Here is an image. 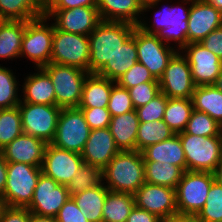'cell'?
Listing matches in <instances>:
<instances>
[{
	"instance_id": "obj_11",
	"label": "cell",
	"mask_w": 222,
	"mask_h": 222,
	"mask_svg": "<svg viewBox=\"0 0 222 222\" xmlns=\"http://www.w3.org/2000/svg\"><path fill=\"white\" fill-rule=\"evenodd\" d=\"M23 133L51 143L56 134V127L61 108L56 105L32 104L20 102Z\"/></svg>"
},
{
	"instance_id": "obj_57",
	"label": "cell",
	"mask_w": 222,
	"mask_h": 222,
	"mask_svg": "<svg viewBox=\"0 0 222 222\" xmlns=\"http://www.w3.org/2000/svg\"><path fill=\"white\" fill-rule=\"evenodd\" d=\"M216 88H218L220 91H222V70L221 73L216 78L215 83L213 84Z\"/></svg>"
},
{
	"instance_id": "obj_32",
	"label": "cell",
	"mask_w": 222,
	"mask_h": 222,
	"mask_svg": "<svg viewBox=\"0 0 222 222\" xmlns=\"http://www.w3.org/2000/svg\"><path fill=\"white\" fill-rule=\"evenodd\" d=\"M134 206V194L108 191L103 206L102 222H126Z\"/></svg>"
},
{
	"instance_id": "obj_26",
	"label": "cell",
	"mask_w": 222,
	"mask_h": 222,
	"mask_svg": "<svg viewBox=\"0 0 222 222\" xmlns=\"http://www.w3.org/2000/svg\"><path fill=\"white\" fill-rule=\"evenodd\" d=\"M136 62L138 57L135 38L131 35L96 74L116 82Z\"/></svg>"
},
{
	"instance_id": "obj_46",
	"label": "cell",
	"mask_w": 222,
	"mask_h": 222,
	"mask_svg": "<svg viewBox=\"0 0 222 222\" xmlns=\"http://www.w3.org/2000/svg\"><path fill=\"white\" fill-rule=\"evenodd\" d=\"M57 222H89L76 205L74 199L69 197L56 215Z\"/></svg>"
},
{
	"instance_id": "obj_19",
	"label": "cell",
	"mask_w": 222,
	"mask_h": 222,
	"mask_svg": "<svg viewBox=\"0 0 222 222\" xmlns=\"http://www.w3.org/2000/svg\"><path fill=\"white\" fill-rule=\"evenodd\" d=\"M191 3L188 18V43L201 42L210 32L222 26V13L209 2L182 0ZM185 2V3H184Z\"/></svg>"
},
{
	"instance_id": "obj_53",
	"label": "cell",
	"mask_w": 222,
	"mask_h": 222,
	"mask_svg": "<svg viewBox=\"0 0 222 222\" xmlns=\"http://www.w3.org/2000/svg\"><path fill=\"white\" fill-rule=\"evenodd\" d=\"M29 222H57L56 217L39 216L31 213Z\"/></svg>"
},
{
	"instance_id": "obj_54",
	"label": "cell",
	"mask_w": 222,
	"mask_h": 222,
	"mask_svg": "<svg viewBox=\"0 0 222 222\" xmlns=\"http://www.w3.org/2000/svg\"><path fill=\"white\" fill-rule=\"evenodd\" d=\"M138 1L142 5L144 13L146 11H149V9L153 10V8H156L155 6H157L159 1L161 2L162 0H138Z\"/></svg>"
},
{
	"instance_id": "obj_58",
	"label": "cell",
	"mask_w": 222,
	"mask_h": 222,
	"mask_svg": "<svg viewBox=\"0 0 222 222\" xmlns=\"http://www.w3.org/2000/svg\"><path fill=\"white\" fill-rule=\"evenodd\" d=\"M7 207L3 197L0 195V219L2 217L4 209Z\"/></svg>"
},
{
	"instance_id": "obj_27",
	"label": "cell",
	"mask_w": 222,
	"mask_h": 222,
	"mask_svg": "<svg viewBox=\"0 0 222 222\" xmlns=\"http://www.w3.org/2000/svg\"><path fill=\"white\" fill-rule=\"evenodd\" d=\"M116 82L90 73L84 82L81 102L78 108H107L111 89Z\"/></svg>"
},
{
	"instance_id": "obj_28",
	"label": "cell",
	"mask_w": 222,
	"mask_h": 222,
	"mask_svg": "<svg viewBox=\"0 0 222 222\" xmlns=\"http://www.w3.org/2000/svg\"><path fill=\"white\" fill-rule=\"evenodd\" d=\"M46 0H0V20L31 21L43 17Z\"/></svg>"
},
{
	"instance_id": "obj_7",
	"label": "cell",
	"mask_w": 222,
	"mask_h": 222,
	"mask_svg": "<svg viewBox=\"0 0 222 222\" xmlns=\"http://www.w3.org/2000/svg\"><path fill=\"white\" fill-rule=\"evenodd\" d=\"M41 167L24 163H7V182L2 195L9 207L27 208L32 201Z\"/></svg>"
},
{
	"instance_id": "obj_30",
	"label": "cell",
	"mask_w": 222,
	"mask_h": 222,
	"mask_svg": "<svg viewBox=\"0 0 222 222\" xmlns=\"http://www.w3.org/2000/svg\"><path fill=\"white\" fill-rule=\"evenodd\" d=\"M26 21L0 20V59L20 58Z\"/></svg>"
},
{
	"instance_id": "obj_29",
	"label": "cell",
	"mask_w": 222,
	"mask_h": 222,
	"mask_svg": "<svg viewBox=\"0 0 222 222\" xmlns=\"http://www.w3.org/2000/svg\"><path fill=\"white\" fill-rule=\"evenodd\" d=\"M108 191L109 189L102 183L70 197L74 199L89 222H102L103 206Z\"/></svg>"
},
{
	"instance_id": "obj_20",
	"label": "cell",
	"mask_w": 222,
	"mask_h": 222,
	"mask_svg": "<svg viewBox=\"0 0 222 222\" xmlns=\"http://www.w3.org/2000/svg\"><path fill=\"white\" fill-rule=\"evenodd\" d=\"M46 145L42 139L22 133L0 152L7 163H24L41 167Z\"/></svg>"
},
{
	"instance_id": "obj_24",
	"label": "cell",
	"mask_w": 222,
	"mask_h": 222,
	"mask_svg": "<svg viewBox=\"0 0 222 222\" xmlns=\"http://www.w3.org/2000/svg\"><path fill=\"white\" fill-rule=\"evenodd\" d=\"M138 126L136 110L111 117L109 129L120 151H136Z\"/></svg>"
},
{
	"instance_id": "obj_48",
	"label": "cell",
	"mask_w": 222,
	"mask_h": 222,
	"mask_svg": "<svg viewBox=\"0 0 222 222\" xmlns=\"http://www.w3.org/2000/svg\"><path fill=\"white\" fill-rule=\"evenodd\" d=\"M31 212L27 208L7 206L0 222H29Z\"/></svg>"
},
{
	"instance_id": "obj_9",
	"label": "cell",
	"mask_w": 222,
	"mask_h": 222,
	"mask_svg": "<svg viewBox=\"0 0 222 222\" xmlns=\"http://www.w3.org/2000/svg\"><path fill=\"white\" fill-rule=\"evenodd\" d=\"M46 16L26 21L20 57L29 58L36 68L50 63L52 54L53 23L48 25ZM25 55V56H24Z\"/></svg>"
},
{
	"instance_id": "obj_17",
	"label": "cell",
	"mask_w": 222,
	"mask_h": 222,
	"mask_svg": "<svg viewBox=\"0 0 222 222\" xmlns=\"http://www.w3.org/2000/svg\"><path fill=\"white\" fill-rule=\"evenodd\" d=\"M135 206L160 219L178 215L176 189L145 182L134 193Z\"/></svg>"
},
{
	"instance_id": "obj_49",
	"label": "cell",
	"mask_w": 222,
	"mask_h": 222,
	"mask_svg": "<svg viewBox=\"0 0 222 222\" xmlns=\"http://www.w3.org/2000/svg\"><path fill=\"white\" fill-rule=\"evenodd\" d=\"M80 6H97V0H46V9H73Z\"/></svg>"
},
{
	"instance_id": "obj_56",
	"label": "cell",
	"mask_w": 222,
	"mask_h": 222,
	"mask_svg": "<svg viewBox=\"0 0 222 222\" xmlns=\"http://www.w3.org/2000/svg\"><path fill=\"white\" fill-rule=\"evenodd\" d=\"M203 2H209L213 7L222 13V0H201Z\"/></svg>"
},
{
	"instance_id": "obj_39",
	"label": "cell",
	"mask_w": 222,
	"mask_h": 222,
	"mask_svg": "<svg viewBox=\"0 0 222 222\" xmlns=\"http://www.w3.org/2000/svg\"><path fill=\"white\" fill-rule=\"evenodd\" d=\"M184 132L195 136H222V126L205 112L193 109Z\"/></svg>"
},
{
	"instance_id": "obj_4",
	"label": "cell",
	"mask_w": 222,
	"mask_h": 222,
	"mask_svg": "<svg viewBox=\"0 0 222 222\" xmlns=\"http://www.w3.org/2000/svg\"><path fill=\"white\" fill-rule=\"evenodd\" d=\"M185 152L186 170L213 173L222 158V136L178 134Z\"/></svg>"
},
{
	"instance_id": "obj_43",
	"label": "cell",
	"mask_w": 222,
	"mask_h": 222,
	"mask_svg": "<svg viewBox=\"0 0 222 222\" xmlns=\"http://www.w3.org/2000/svg\"><path fill=\"white\" fill-rule=\"evenodd\" d=\"M144 82H159L149 69L140 62H136L126 73H124L116 83L121 87L129 89Z\"/></svg>"
},
{
	"instance_id": "obj_22",
	"label": "cell",
	"mask_w": 222,
	"mask_h": 222,
	"mask_svg": "<svg viewBox=\"0 0 222 222\" xmlns=\"http://www.w3.org/2000/svg\"><path fill=\"white\" fill-rule=\"evenodd\" d=\"M101 20L126 22L138 26L143 7L138 0H97ZM139 19V20H138Z\"/></svg>"
},
{
	"instance_id": "obj_34",
	"label": "cell",
	"mask_w": 222,
	"mask_h": 222,
	"mask_svg": "<svg viewBox=\"0 0 222 222\" xmlns=\"http://www.w3.org/2000/svg\"><path fill=\"white\" fill-rule=\"evenodd\" d=\"M192 111L191 99L168 98L163 120L174 134H179L185 130Z\"/></svg>"
},
{
	"instance_id": "obj_36",
	"label": "cell",
	"mask_w": 222,
	"mask_h": 222,
	"mask_svg": "<svg viewBox=\"0 0 222 222\" xmlns=\"http://www.w3.org/2000/svg\"><path fill=\"white\" fill-rule=\"evenodd\" d=\"M23 133L18 106L0 109V151Z\"/></svg>"
},
{
	"instance_id": "obj_45",
	"label": "cell",
	"mask_w": 222,
	"mask_h": 222,
	"mask_svg": "<svg viewBox=\"0 0 222 222\" xmlns=\"http://www.w3.org/2000/svg\"><path fill=\"white\" fill-rule=\"evenodd\" d=\"M83 112L90 129H101L109 127L111 115L107 108H79Z\"/></svg>"
},
{
	"instance_id": "obj_23",
	"label": "cell",
	"mask_w": 222,
	"mask_h": 222,
	"mask_svg": "<svg viewBox=\"0 0 222 222\" xmlns=\"http://www.w3.org/2000/svg\"><path fill=\"white\" fill-rule=\"evenodd\" d=\"M36 71L37 73L29 74L26 80L24 79L21 102L56 105L55 90L50 76L42 68H37Z\"/></svg>"
},
{
	"instance_id": "obj_2",
	"label": "cell",
	"mask_w": 222,
	"mask_h": 222,
	"mask_svg": "<svg viewBox=\"0 0 222 222\" xmlns=\"http://www.w3.org/2000/svg\"><path fill=\"white\" fill-rule=\"evenodd\" d=\"M137 26L126 22L101 21L89 34V73H97L111 60Z\"/></svg>"
},
{
	"instance_id": "obj_18",
	"label": "cell",
	"mask_w": 222,
	"mask_h": 222,
	"mask_svg": "<svg viewBox=\"0 0 222 222\" xmlns=\"http://www.w3.org/2000/svg\"><path fill=\"white\" fill-rule=\"evenodd\" d=\"M181 53H185L196 86L215 83L222 70V60L217 55L200 42L188 43Z\"/></svg>"
},
{
	"instance_id": "obj_21",
	"label": "cell",
	"mask_w": 222,
	"mask_h": 222,
	"mask_svg": "<svg viewBox=\"0 0 222 222\" xmlns=\"http://www.w3.org/2000/svg\"><path fill=\"white\" fill-rule=\"evenodd\" d=\"M119 152L110 129L107 127L90 131L81 156L84 163L103 170Z\"/></svg>"
},
{
	"instance_id": "obj_37",
	"label": "cell",
	"mask_w": 222,
	"mask_h": 222,
	"mask_svg": "<svg viewBox=\"0 0 222 222\" xmlns=\"http://www.w3.org/2000/svg\"><path fill=\"white\" fill-rule=\"evenodd\" d=\"M102 183V169L84 163L66 187L70 195H75Z\"/></svg>"
},
{
	"instance_id": "obj_1",
	"label": "cell",
	"mask_w": 222,
	"mask_h": 222,
	"mask_svg": "<svg viewBox=\"0 0 222 222\" xmlns=\"http://www.w3.org/2000/svg\"><path fill=\"white\" fill-rule=\"evenodd\" d=\"M102 176L109 191L134 194L145 183L142 153L120 151L102 170Z\"/></svg>"
},
{
	"instance_id": "obj_3",
	"label": "cell",
	"mask_w": 222,
	"mask_h": 222,
	"mask_svg": "<svg viewBox=\"0 0 222 222\" xmlns=\"http://www.w3.org/2000/svg\"><path fill=\"white\" fill-rule=\"evenodd\" d=\"M178 7V8H177ZM153 25H148L145 21H140L138 28L147 34L156 35L162 42H178V51L188 44V18L190 7L169 6L161 11L155 12ZM150 26V27H149Z\"/></svg>"
},
{
	"instance_id": "obj_40",
	"label": "cell",
	"mask_w": 222,
	"mask_h": 222,
	"mask_svg": "<svg viewBox=\"0 0 222 222\" xmlns=\"http://www.w3.org/2000/svg\"><path fill=\"white\" fill-rule=\"evenodd\" d=\"M13 74L12 70L0 65V109L12 108L21 102L19 84Z\"/></svg>"
},
{
	"instance_id": "obj_6",
	"label": "cell",
	"mask_w": 222,
	"mask_h": 222,
	"mask_svg": "<svg viewBox=\"0 0 222 222\" xmlns=\"http://www.w3.org/2000/svg\"><path fill=\"white\" fill-rule=\"evenodd\" d=\"M214 181L211 172L186 170L176 187L178 215L196 217L204 207Z\"/></svg>"
},
{
	"instance_id": "obj_31",
	"label": "cell",
	"mask_w": 222,
	"mask_h": 222,
	"mask_svg": "<svg viewBox=\"0 0 222 222\" xmlns=\"http://www.w3.org/2000/svg\"><path fill=\"white\" fill-rule=\"evenodd\" d=\"M191 100L193 109L205 112L222 126V91L214 85L196 86Z\"/></svg>"
},
{
	"instance_id": "obj_52",
	"label": "cell",
	"mask_w": 222,
	"mask_h": 222,
	"mask_svg": "<svg viewBox=\"0 0 222 222\" xmlns=\"http://www.w3.org/2000/svg\"><path fill=\"white\" fill-rule=\"evenodd\" d=\"M160 222H196V219L192 216L176 215L173 217L163 218Z\"/></svg>"
},
{
	"instance_id": "obj_14",
	"label": "cell",
	"mask_w": 222,
	"mask_h": 222,
	"mask_svg": "<svg viewBox=\"0 0 222 222\" xmlns=\"http://www.w3.org/2000/svg\"><path fill=\"white\" fill-rule=\"evenodd\" d=\"M49 21L54 18V27L68 33L84 36L89 34L102 21L97 6H80L73 9H45ZM51 17V18H50Z\"/></svg>"
},
{
	"instance_id": "obj_16",
	"label": "cell",
	"mask_w": 222,
	"mask_h": 222,
	"mask_svg": "<svg viewBox=\"0 0 222 222\" xmlns=\"http://www.w3.org/2000/svg\"><path fill=\"white\" fill-rule=\"evenodd\" d=\"M69 197L70 194L65 185L41 173L27 209L39 216L56 217Z\"/></svg>"
},
{
	"instance_id": "obj_44",
	"label": "cell",
	"mask_w": 222,
	"mask_h": 222,
	"mask_svg": "<svg viewBox=\"0 0 222 222\" xmlns=\"http://www.w3.org/2000/svg\"><path fill=\"white\" fill-rule=\"evenodd\" d=\"M134 108L146 105L160 93L159 82H144L128 89Z\"/></svg>"
},
{
	"instance_id": "obj_47",
	"label": "cell",
	"mask_w": 222,
	"mask_h": 222,
	"mask_svg": "<svg viewBox=\"0 0 222 222\" xmlns=\"http://www.w3.org/2000/svg\"><path fill=\"white\" fill-rule=\"evenodd\" d=\"M200 43L222 60V26L210 32Z\"/></svg>"
},
{
	"instance_id": "obj_41",
	"label": "cell",
	"mask_w": 222,
	"mask_h": 222,
	"mask_svg": "<svg viewBox=\"0 0 222 222\" xmlns=\"http://www.w3.org/2000/svg\"><path fill=\"white\" fill-rule=\"evenodd\" d=\"M111 117L135 110L129 90L115 83L107 107Z\"/></svg>"
},
{
	"instance_id": "obj_51",
	"label": "cell",
	"mask_w": 222,
	"mask_h": 222,
	"mask_svg": "<svg viewBox=\"0 0 222 222\" xmlns=\"http://www.w3.org/2000/svg\"><path fill=\"white\" fill-rule=\"evenodd\" d=\"M7 182V162L0 152V195L2 196Z\"/></svg>"
},
{
	"instance_id": "obj_13",
	"label": "cell",
	"mask_w": 222,
	"mask_h": 222,
	"mask_svg": "<svg viewBox=\"0 0 222 222\" xmlns=\"http://www.w3.org/2000/svg\"><path fill=\"white\" fill-rule=\"evenodd\" d=\"M158 81L160 92L168 98L191 99L196 88L188 60L180 51L168 61Z\"/></svg>"
},
{
	"instance_id": "obj_35",
	"label": "cell",
	"mask_w": 222,
	"mask_h": 222,
	"mask_svg": "<svg viewBox=\"0 0 222 222\" xmlns=\"http://www.w3.org/2000/svg\"><path fill=\"white\" fill-rule=\"evenodd\" d=\"M174 132L164 120L139 123L136 138V151H142L152 144L160 143L174 136Z\"/></svg>"
},
{
	"instance_id": "obj_38",
	"label": "cell",
	"mask_w": 222,
	"mask_h": 222,
	"mask_svg": "<svg viewBox=\"0 0 222 222\" xmlns=\"http://www.w3.org/2000/svg\"><path fill=\"white\" fill-rule=\"evenodd\" d=\"M195 219L196 222H222V185L212 183L204 207Z\"/></svg>"
},
{
	"instance_id": "obj_25",
	"label": "cell",
	"mask_w": 222,
	"mask_h": 222,
	"mask_svg": "<svg viewBox=\"0 0 222 222\" xmlns=\"http://www.w3.org/2000/svg\"><path fill=\"white\" fill-rule=\"evenodd\" d=\"M141 153L144 161L169 163L186 171L185 152L178 134L160 143L149 145Z\"/></svg>"
},
{
	"instance_id": "obj_12",
	"label": "cell",
	"mask_w": 222,
	"mask_h": 222,
	"mask_svg": "<svg viewBox=\"0 0 222 222\" xmlns=\"http://www.w3.org/2000/svg\"><path fill=\"white\" fill-rule=\"evenodd\" d=\"M132 35L135 38L138 62L146 66L153 77L159 80L168 61L178 50L162 42L156 35L147 34L138 27Z\"/></svg>"
},
{
	"instance_id": "obj_5",
	"label": "cell",
	"mask_w": 222,
	"mask_h": 222,
	"mask_svg": "<svg viewBox=\"0 0 222 222\" xmlns=\"http://www.w3.org/2000/svg\"><path fill=\"white\" fill-rule=\"evenodd\" d=\"M42 69L50 76L53 83L56 106L61 109L78 108L84 82L90 73L77 67L51 62Z\"/></svg>"
},
{
	"instance_id": "obj_33",
	"label": "cell",
	"mask_w": 222,
	"mask_h": 222,
	"mask_svg": "<svg viewBox=\"0 0 222 222\" xmlns=\"http://www.w3.org/2000/svg\"><path fill=\"white\" fill-rule=\"evenodd\" d=\"M145 182L176 189L185 172L181 167L161 162L144 161Z\"/></svg>"
},
{
	"instance_id": "obj_15",
	"label": "cell",
	"mask_w": 222,
	"mask_h": 222,
	"mask_svg": "<svg viewBox=\"0 0 222 222\" xmlns=\"http://www.w3.org/2000/svg\"><path fill=\"white\" fill-rule=\"evenodd\" d=\"M83 164L84 161L80 153L47 143L41 170L44 175L67 186Z\"/></svg>"
},
{
	"instance_id": "obj_55",
	"label": "cell",
	"mask_w": 222,
	"mask_h": 222,
	"mask_svg": "<svg viewBox=\"0 0 222 222\" xmlns=\"http://www.w3.org/2000/svg\"><path fill=\"white\" fill-rule=\"evenodd\" d=\"M214 179L217 183H219L220 185H222V158L220 159L219 163L217 164L214 172Z\"/></svg>"
},
{
	"instance_id": "obj_10",
	"label": "cell",
	"mask_w": 222,
	"mask_h": 222,
	"mask_svg": "<svg viewBox=\"0 0 222 222\" xmlns=\"http://www.w3.org/2000/svg\"><path fill=\"white\" fill-rule=\"evenodd\" d=\"M90 131L91 129L81 109L62 108L58 118L56 134L51 144L81 154Z\"/></svg>"
},
{
	"instance_id": "obj_8",
	"label": "cell",
	"mask_w": 222,
	"mask_h": 222,
	"mask_svg": "<svg viewBox=\"0 0 222 222\" xmlns=\"http://www.w3.org/2000/svg\"><path fill=\"white\" fill-rule=\"evenodd\" d=\"M89 36L58 30L53 24L51 63L80 68L89 73Z\"/></svg>"
},
{
	"instance_id": "obj_50",
	"label": "cell",
	"mask_w": 222,
	"mask_h": 222,
	"mask_svg": "<svg viewBox=\"0 0 222 222\" xmlns=\"http://www.w3.org/2000/svg\"><path fill=\"white\" fill-rule=\"evenodd\" d=\"M160 218L136 206L131 210L126 222H160Z\"/></svg>"
},
{
	"instance_id": "obj_42",
	"label": "cell",
	"mask_w": 222,
	"mask_h": 222,
	"mask_svg": "<svg viewBox=\"0 0 222 222\" xmlns=\"http://www.w3.org/2000/svg\"><path fill=\"white\" fill-rule=\"evenodd\" d=\"M168 97L160 92L146 105L136 108L139 123L159 121L164 118Z\"/></svg>"
}]
</instances>
